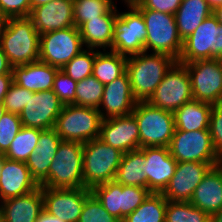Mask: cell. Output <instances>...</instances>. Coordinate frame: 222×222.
<instances>
[{
    "instance_id": "obj_40",
    "label": "cell",
    "mask_w": 222,
    "mask_h": 222,
    "mask_svg": "<svg viewBox=\"0 0 222 222\" xmlns=\"http://www.w3.org/2000/svg\"><path fill=\"white\" fill-rule=\"evenodd\" d=\"M33 93V91H30L12 82L3 100V105L6 109V112L19 115L27 105L29 96H33Z\"/></svg>"
},
{
    "instance_id": "obj_5",
    "label": "cell",
    "mask_w": 222,
    "mask_h": 222,
    "mask_svg": "<svg viewBox=\"0 0 222 222\" xmlns=\"http://www.w3.org/2000/svg\"><path fill=\"white\" fill-rule=\"evenodd\" d=\"M131 114L139 128V148L169 146L176 129L172 112L138 101Z\"/></svg>"
},
{
    "instance_id": "obj_23",
    "label": "cell",
    "mask_w": 222,
    "mask_h": 222,
    "mask_svg": "<svg viewBox=\"0 0 222 222\" xmlns=\"http://www.w3.org/2000/svg\"><path fill=\"white\" fill-rule=\"evenodd\" d=\"M189 202L211 217L222 209V163L209 169Z\"/></svg>"
},
{
    "instance_id": "obj_36",
    "label": "cell",
    "mask_w": 222,
    "mask_h": 222,
    "mask_svg": "<svg viewBox=\"0 0 222 222\" xmlns=\"http://www.w3.org/2000/svg\"><path fill=\"white\" fill-rule=\"evenodd\" d=\"M104 93V85L93 75L77 81L75 105L99 108Z\"/></svg>"
},
{
    "instance_id": "obj_9",
    "label": "cell",
    "mask_w": 222,
    "mask_h": 222,
    "mask_svg": "<svg viewBox=\"0 0 222 222\" xmlns=\"http://www.w3.org/2000/svg\"><path fill=\"white\" fill-rule=\"evenodd\" d=\"M193 100L190 75L185 64L176 61L147 100L153 106L174 113Z\"/></svg>"
},
{
    "instance_id": "obj_24",
    "label": "cell",
    "mask_w": 222,
    "mask_h": 222,
    "mask_svg": "<svg viewBox=\"0 0 222 222\" xmlns=\"http://www.w3.org/2000/svg\"><path fill=\"white\" fill-rule=\"evenodd\" d=\"M56 130H43L39 135L38 145L29 156L26 165L32 178L40 185L48 176L50 164L61 142Z\"/></svg>"
},
{
    "instance_id": "obj_45",
    "label": "cell",
    "mask_w": 222,
    "mask_h": 222,
    "mask_svg": "<svg viewBox=\"0 0 222 222\" xmlns=\"http://www.w3.org/2000/svg\"><path fill=\"white\" fill-rule=\"evenodd\" d=\"M0 7L9 18L29 17L30 0H0Z\"/></svg>"
},
{
    "instance_id": "obj_41",
    "label": "cell",
    "mask_w": 222,
    "mask_h": 222,
    "mask_svg": "<svg viewBox=\"0 0 222 222\" xmlns=\"http://www.w3.org/2000/svg\"><path fill=\"white\" fill-rule=\"evenodd\" d=\"M150 193L148 188L122 185V221L140 206Z\"/></svg>"
},
{
    "instance_id": "obj_4",
    "label": "cell",
    "mask_w": 222,
    "mask_h": 222,
    "mask_svg": "<svg viewBox=\"0 0 222 222\" xmlns=\"http://www.w3.org/2000/svg\"><path fill=\"white\" fill-rule=\"evenodd\" d=\"M123 152L99 137L83 144V181L87 189L115 179Z\"/></svg>"
},
{
    "instance_id": "obj_33",
    "label": "cell",
    "mask_w": 222,
    "mask_h": 222,
    "mask_svg": "<svg viewBox=\"0 0 222 222\" xmlns=\"http://www.w3.org/2000/svg\"><path fill=\"white\" fill-rule=\"evenodd\" d=\"M91 192L110 215L122 221V184L112 180L95 186Z\"/></svg>"
},
{
    "instance_id": "obj_21",
    "label": "cell",
    "mask_w": 222,
    "mask_h": 222,
    "mask_svg": "<svg viewBox=\"0 0 222 222\" xmlns=\"http://www.w3.org/2000/svg\"><path fill=\"white\" fill-rule=\"evenodd\" d=\"M39 185L32 178L26 162L6 159L3 155V165L0 173V201L25 195Z\"/></svg>"
},
{
    "instance_id": "obj_53",
    "label": "cell",
    "mask_w": 222,
    "mask_h": 222,
    "mask_svg": "<svg viewBox=\"0 0 222 222\" xmlns=\"http://www.w3.org/2000/svg\"><path fill=\"white\" fill-rule=\"evenodd\" d=\"M209 6L214 9L215 7L221 6V0H207Z\"/></svg>"
},
{
    "instance_id": "obj_39",
    "label": "cell",
    "mask_w": 222,
    "mask_h": 222,
    "mask_svg": "<svg viewBox=\"0 0 222 222\" xmlns=\"http://www.w3.org/2000/svg\"><path fill=\"white\" fill-rule=\"evenodd\" d=\"M19 115L6 112L0 120V154L4 155L22 128Z\"/></svg>"
},
{
    "instance_id": "obj_30",
    "label": "cell",
    "mask_w": 222,
    "mask_h": 222,
    "mask_svg": "<svg viewBox=\"0 0 222 222\" xmlns=\"http://www.w3.org/2000/svg\"><path fill=\"white\" fill-rule=\"evenodd\" d=\"M127 57L103 50L95 57L92 75L103 85L111 83L126 72Z\"/></svg>"
},
{
    "instance_id": "obj_14",
    "label": "cell",
    "mask_w": 222,
    "mask_h": 222,
    "mask_svg": "<svg viewBox=\"0 0 222 222\" xmlns=\"http://www.w3.org/2000/svg\"><path fill=\"white\" fill-rule=\"evenodd\" d=\"M64 103L53 90L34 92L19 114L23 127L40 130L53 129Z\"/></svg>"
},
{
    "instance_id": "obj_35",
    "label": "cell",
    "mask_w": 222,
    "mask_h": 222,
    "mask_svg": "<svg viewBox=\"0 0 222 222\" xmlns=\"http://www.w3.org/2000/svg\"><path fill=\"white\" fill-rule=\"evenodd\" d=\"M165 222H212V217L190 202L167 201Z\"/></svg>"
},
{
    "instance_id": "obj_32",
    "label": "cell",
    "mask_w": 222,
    "mask_h": 222,
    "mask_svg": "<svg viewBox=\"0 0 222 222\" xmlns=\"http://www.w3.org/2000/svg\"><path fill=\"white\" fill-rule=\"evenodd\" d=\"M42 131L37 128L22 127L4 157L13 161L26 162L38 145L39 135Z\"/></svg>"
},
{
    "instance_id": "obj_34",
    "label": "cell",
    "mask_w": 222,
    "mask_h": 222,
    "mask_svg": "<svg viewBox=\"0 0 222 222\" xmlns=\"http://www.w3.org/2000/svg\"><path fill=\"white\" fill-rule=\"evenodd\" d=\"M115 6L112 0H73V18L77 28L91 19L108 13Z\"/></svg>"
},
{
    "instance_id": "obj_49",
    "label": "cell",
    "mask_w": 222,
    "mask_h": 222,
    "mask_svg": "<svg viewBox=\"0 0 222 222\" xmlns=\"http://www.w3.org/2000/svg\"><path fill=\"white\" fill-rule=\"evenodd\" d=\"M8 16L3 12V10L0 7V35L5 30V27L7 25Z\"/></svg>"
},
{
    "instance_id": "obj_20",
    "label": "cell",
    "mask_w": 222,
    "mask_h": 222,
    "mask_svg": "<svg viewBox=\"0 0 222 222\" xmlns=\"http://www.w3.org/2000/svg\"><path fill=\"white\" fill-rule=\"evenodd\" d=\"M29 18L39 35L74 27L73 0H55L32 9Z\"/></svg>"
},
{
    "instance_id": "obj_46",
    "label": "cell",
    "mask_w": 222,
    "mask_h": 222,
    "mask_svg": "<svg viewBox=\"0 0 222 222\" xmlns=\"http://www.w3.org/2000/svg\"><path fill=\"white\" fill-rule=\"evenodd\" d=\"M13 82V73L0 74V103H3L4 97Z\"/></svg>"
},
{
    "instance_id": "obj_13",
    "label": "cell",
    "mask_w": 222,
    "mask_h": 222,
    "mask_svg": "<svg viewBox=\"0 0 222 222\" xmlns=\"http://www.w3.org/2000/svg\"><path fill=\"white\" fill-rule=\"evenodd\" d=\"M76 26L40 35L39 60L61 69L84 48Z\"/></svg>"
},
{
    "instance_id": "obj_2",
    "label": "cell",
    "mask_w": 222,
    "mask_h": 222,
    "mask_svg": "<svg viewBox=\"0 0 222 222\" xmlns=\"http://www.w3.org/2000/svg\"><path fill=\"white\" fill-rule=\"evenodd\" d=\"M0 45L12 67L39 61L40 35L29 17L8 18Z\"/></svg>"
},
{
    "instance_id": "obj_25",
    "label": "cell",
    "mask_w": 222,
    "mask_h": 222,
    "mask_svg": "<svg viewBox=\"0 0 222 222\" xmlns=\"http://www.w3.org/2000/svg\"><path fill=\"white\" fill-rule=\"evenodd\" d=\"M58 67L42 61L12 67L13 82L33 92L53 89L54 77Z\"/></svg>"
},
{
    "instance_id": "obj_31",
    "label": "cell",
    "mask_w": 222,
    "mask_h": 222,
    "mask_svg": "<svg viewBox=\"0 0 222 222\" xmlns=\"http://www.w3.org/2000/svg\"><path fill=\"white\" fill-rule=\"evenodd\" d=\"M166 206L167 200L162 193L151 192L122 222H165Z\"/></svg>"
},
{
    "instance_id": "obj_27",
    "label": "cell",
    "mask_w": 222,
    "mask_h": 222,
    "mask_svg": "<svg viewBox=\"0 0 222 222\" xmlns=\"http://www.w3.org/2000/svg\"><path fill=\"white\" fill-rule=\"evenodd\" d=\"M212 12L207 0H182L175 13L180 38L183 41L188 38Z\"/></svg>"
},
{
    "instance_id": "obj_6",
    "label": "cell",
    "mask_w": 222,
    "mask_h": 222,
    "mask_svg": "<svg viewBox=\"0 0 222 222\" xmlns=\"http://www.w3.org/2000/svg\"><path fill=\"white\" fill-rule=\"evenodd\" d=\"M143 16L147 37L144 52L152 49V53H164L177 61L182 53L183 40L180 38L175 15L167 14L143 6H135Z\"/></svg>"
},
{
    "instance_id": "obj_26",
    "label": "cell",
    "mask_w": 222,
    "mask_h": 222,
    "mask_svg": "<svg viewBox=\"0 0 222 222\" xmlns=\"http://www.w3.org/2000/svg\"><path fill=\"white\" fill-rule=\"evenodd\" d=\"M115 5L108 13L98 18L91 19L79 27L83 45L89 49L112 50V41L114 34V22L118 15Z\"/></svg>"
},
{
    "instance_id": "obj_47",
    "label": "cell",
    "mask_w": 222,
    "mask_h": 222,
    "mask_svg": "<svg viewBox=\"0 0 222 222\" xmlns=\"http://www.w3.org/2000/svg\"><path fill=\"white\" fill-rule=\"evenodd\" d=\"M5 73H12V66L9 64L7 56L0 45V74Z\"/></svg>"
},
{
    "instance_id": "obj_44",
    "label": "cell",
    "mask_w": 222,
    "mask_h": 222,
    "mask_svg": "<svg viewBox=\"0 0 222 222\" xmlns=\"http://www.w3.org/2000/svg\"><path fill=\"white\" fill-rule=\"evenodd\" d=\"M134 6L175 15L182 0H129Z\"/></svg>"
},
{
    "instance_id": "obj_7",
    "label": "cell",
    "mask_w": 222,
    "mask_h": 222,
    "mask_svg": "<svg viewBox=\"0 0 222 222\" xmlns=\"http://www.w3.org/2000/svg\"><path fill=\"white\" fill-rule=\"evenodd\" d=\"M102 120L97 108L66 104L54 129L62 140L84 144L100 136Z\"/></svg>"
},
{
    "instance_id": "obj_48",
    "label": "cell",
    "mask_w": 222,
    "mask_h": 222,
    "mask_svg": "<svg viewBox=\"0 0 222 222\" xmlns=\"http://www.w3.org/2000/svg\"><path fill=\"white\" fill-rule=\"evenodd\" d=\"M35 222H64L57 218L56 216H53L46 212L44 209L39 214L38 219Z\"/></svg>"
},
{
    "instance_id": "obj_12",
    "label": "cell",
    "mask_w": 222,
    "mask_h": 222,
    "mask_svg": "<svg viewBox=\"0 0 222 222\" xmlns=\"http://www.w3.org/2000/svg\"><path fill=\"white\" fill-rule=\"evenodd\" d=\"M168 148L177 162L222 163L209 130H175Z\"/></svg>"
},
{
    "instance_id": "obj_10",
    "label": "cell",
    "mask_w": 222,
    "mask_h": 222,
    "mask_svg": "<svg viewBox=\"0 0 222 222\" xmlns=\"http://www.w3.org/2000/svg\"><path fill=\"white\" fill-rule=\"evenodd\" d=\"M222 59V25L211 15L183 41L180 63H191L197 60Z\"/></svg>"
},
{
    "instance_id": "obj_28",
    "label": "cell",
    "mask_w": 222,
    "mask_h": 222,
    "mask_svg": "<svg viewBox=\"0 0 222 222\" xmlns=\"http://www.w3.org/2000/svg\"><path fill=\"white\" fill-rule=\"evenodd\" d=\"M212 108V104L198 100L185 103L173 113L175 130H209Z\"/></svg>"
},
{
    "instance_id": "obj_1",
    "label": "cell",
    "mask_w": 222,
    "mask_h": 222,
    "mask_svg": "<svg viewBox=\"0 0 222 222\" xmlns=\"http://www.w3.org/2000/svg\"><path fill=\"white\" fill-rule=\"evenodd\" d=\"M177 60L164 53L142 52L127 57L126 72L137 101H147Z\"/></svg>"
},
{
    "instance_id": "obj_52",
    "label": "cell",
    "mask_w": 222,
    "mask_h": 222,
    "mask_svg": "<svg viewBox=\"0 0 222 222\" xmlns=\"http://www.w3.org/2000/svg\"><path fill=\"white\" fill-rule=\"evenodd\" d=\"M212 222H222V209L212 216Z\"/></svg>"
},
{
    "instance_id": "obj_54",
    "label": "cell",
    "mask_w": 222,
    "mask_h": 222,
    "mask_svg": "<svg viewBox=\"0 0 222 222\" xmlns=\"http://www.w3.org/2000/svg\"><path fill=\"white\" fill-rule=\"evenodd\" d=\"M6 113V109L3 105V103H0V120L3 117V115Z\"/></svg>"
},
{
    "instance_id": "obj_37",
    "label": "cell",
    "mask_w": 222,
    "mask_h": 222,
    "mask_svg": "<svg viewBox=\"0 0 222 222\" xmlns=\"http://www.w3.org/2000/svg\"><path fill=\"white\" fill-rule=\"evenodd\" d=\"M98 52V50L95 52V49H84L65 64L61 70L74 81H81L92 75L95 57Z\"/></svg>"
},
{
    "instance_id": "obj_19",
    "label": "cell",
    "mask_w": 222,
    "mask_h": 222,
    "mask_svg": "<svg viewBox=\"0 0 222 222\" xmlns=\"http://www.w3.org/2000/svg\"><path fill=\"white\" fill-rule=\"evenodd\" d=\"M147 188L162 193L175 174L177 161L168 147H144Z\"/></svg>"
},
{
    "instance_id": "obj_42",
    "label": "cell",
    "mask_w": 222,
    "mask_h": 222,
    "mask_svg": "<svg viewBox=\"0 0 222 222\" xmlns=\"http://www.w3.org/2000/svg\"><path fill=\"white\" fill-rule=\"evenodd\" d=\"M77 81H74L66 75L61 69L57 71L54 77L53 91L58 98L66 104L75 105Z\"/></svg>"
},
{
    "instance_id": "obj_22",
    "label": "cell",
    "mask_w": 222,
    "mask_h": 222,
    "mask_svg": "<svg viewBox=\"0 0 222 222\" xmlns=\"http://www.w3.org/2000/svg\"><path fill=\"white\" fill-rule=\"evenodd\" d=\"M43 210L42 187L0 203L1 222H35Z\"/></svg>"
},
{
    "instance_id": "obj_3",
    "label": "cell",
    "mask_w": 222,
    "mask_h": 222,
    "mask_svg": "<svg viewBox=\"0 0 222 222\" xmlns=\"http://www.w3.org/2000/svg\"><path fill=\"white\" fill-rule=\"evenodd\" d=\"M46 188H85L83 181V144L61 140L49 167Z\"/></svg>"
},
{
    "instance_id": "obj_51",
    "label": "cell",
    "mask_w": 222,
    "mask_h": 222,
    "mask_svg": "<svg viewBox=\"0 0 222 222\" xmlns=\"http://www.w3.org/2000/svg\"><path fill=\"white\" fill-rule=\"evenodd\" d=\"M55 0H30L31 10L35 7L44 5Z\"/></svg>"
},
{
    "instance_id": "obj_8",
    "label": "cell",
    "mask_w": 222,
    "mask_h": 222,
    "mask_svg": "<svg viewBox=\"0 0 222 222\" xmlns=\"http://www.w3.org/2000/svg\"><path fill=\"white\" fill-rule=\"evenodd\" d=\"M126 3L130 10L118 12L111 51L129 57L144 52L147 30L142 13L129 0Z\"/></svg>"
},
{
    "instance_id": "obj_29",
    "label": "cell",
    "mask_w": 222,
    "mask_h": 222,
    "mask_svg": "<svg viewBox=\"0 0 222 222\" xmlns=\"http://www.w3.org/2000/svg\"><path fill=\"white\" fill-rule=\"evenodd\" d=\"M144 148L123 153L115 181L125 186L147 188Z\"/></svg>"
},
{
    "instance_id": "obj_38",
    "label": "cell",
    "mask_w": 222,
    "mask_h": 222,
    "mask_svg": "<svg viewBox=\"0 0 222 222\" xmlns=\"http://www.w3.org/2000/svg\"><path fill=\"white\" fill-rule=\"evenodd\" d=\"M78 222H122L102 206L96 196L91 193L83 204Z\"/></svg>"
},
{
    "instance_id": "obj_50",
    "label": "cell",
    "mask_w": 222,
    "mask_h": 222,
    "mask_svg": "<svg viewBox=\"0 0 222 222\" xmlns=\"http://www.w3.org/2000/svg\"><path fill=\"white\" fill-rule=\"evenodd\" d=\"M212 15L217 19L218 23L222 25V5L215 7Z\"/></svg>"
},
{
    "instance_id": "obj_17",
    "label": "cell",
    "mask_w": 222,
    "mask_h": 222,
    "mask_svg": "<svg viewBox=\"0 0 222 222\" xmlns=\"http://www.w3.org/2000/svg\"><path fill=\"white\" fill-rule=\"evenodd\" d=\"M137 102L131 89L129 75L125 72L111 83L104 85V93L98 110L103 119L126 116L133 112Z\"/></svg>"
},
{
    "instance_id": "obj_55",
    "label": "cell",
    "mask_w": 222,
    "mask_h": 222,
    "mask_svg": "<svg viewBox=\"0 0 222 222\" xmlns=\"http://www.w3.org/2000/svg\"><path fill=\"white\" fill-rule=\"evenodd\" d=\"M2 165H3V155L0 154V173H1V170H2Z\"/></svg>"
},
{
    "instance_id": "obj_16",
    "label": "cell",
    "mask_w": 222,
    "mask_h": 222,
    "mask_svg": "<svg viewBox=\"0 0 222 222\" xmlns=\"http://www.w3.org/2000/svg\"><path fill=\"white\" fill-rule=\"evenodd\" d=\"M218 164L220 163L177 162L175 174L162 192L164 198L172 202H189L205 174Z\"/></svg>"
},
{
    "instance_id": "obj_11",
    "label": "cell",
    "mask_w": 222,
    "mask_h": 222,
    "mask_svg": "<svg viewBox=\"0 0 222 222\" xmlns=\"http://www.w3.org/2000/svg\"><path fill=\"white\" fill-rule=\"evenodd\" d=\"M185 64L191 80L193 100L216 105L222 102V59L197 60Z\"/></svg>"
},
{
    "instance_id": "obj_15",
    "label": "cell",
    "mask_w": 222,
    "mask_h": 222,
    "mask_svg": "<svg viewBox=\"0 0 222 222\" xmlns=\"http://www.w3.org/2000/svg\"><path fill=\"white\" fill-rule=\"evenodd\" d=\"M43 209L64 222H78L86 198L92 193L87 188L42 187Z\"/></svg>"
},
{
    "instance_id": "obj_18",
    "label": "cell",
    "mask_w": 222,
    "mask_h": 222,
    "mask_svg": "<svg viewBox=\"0 0 222 222\" xmlns=\"http://www.w3.org/2000/svg\"><path fill=\"white\" fill-rule=\"evenodd\" d=\"M99 138L123 153L139 149V128L135 117L130 114L103 119Z\"/></svg>"
},
{
    "instance_id": "obj_43",
    "label": "cell",
    "mask_w": 222,
    "mask_h": 222,
    "mask_svg": "<svg viewBox=\"0 0 222 222\" xmlns=\"http://www.w3.org/2000/svg\"><path fill=\"white\" fill-rule=\"evenodd\" d=\"M209 131L214 149L222 160V102L213 105L210 114Z\"/></svg>"
}]
</instances>
